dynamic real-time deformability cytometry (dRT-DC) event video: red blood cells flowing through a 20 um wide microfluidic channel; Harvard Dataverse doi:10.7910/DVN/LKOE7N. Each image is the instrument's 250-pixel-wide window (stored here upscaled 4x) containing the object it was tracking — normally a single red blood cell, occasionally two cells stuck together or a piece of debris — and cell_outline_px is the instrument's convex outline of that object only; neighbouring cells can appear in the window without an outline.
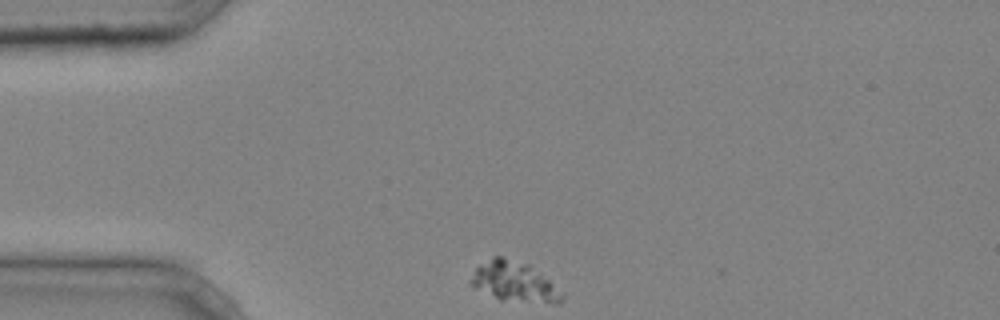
{"species": "common noctule bat (a hibernating species)", "species_latin": "Nyctalus noctula", "temperature_condition": "cold", "stored_images_in_passage": 37, "camera_frame_rate_fps": 3000, "um_per_image_px": 0.085, "animal": {"sex": "male", "body_mass_g": 20.4}, "frame": {"image": 1, "passage_image": 1, "time_ms": 0.0, "image_size_px": [1000, 320], "cell_outline_px": [[564, 300], [560, 304], [556, 304], [500, 300], [468, 284], [468, 280], [476, 268], [492, 256], [500, 256], [532, 264], [564, 296]], "centroid_in_image_um": [43.71, 23.95], "position_along_channel_um": 41.3, "area_um2": 21.44}}
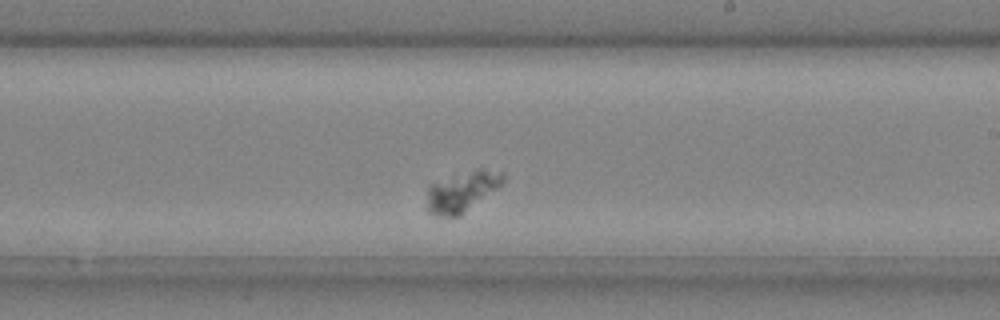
{"frame": {"image": 2, "passage_image": 19, "time_ms": 6.0, "image_size_px": [1000, 320], "cell_outline_px": [[504, 180], [496, 188], [460, 216], [436, 216], [428, 212], [428, 184], [476, 168], [484, 168], [504, 172]], "centroid_in_image_um": [39.26, 16.26], "position_along_channel_um": 249.7, "area_um2": 17.69}}
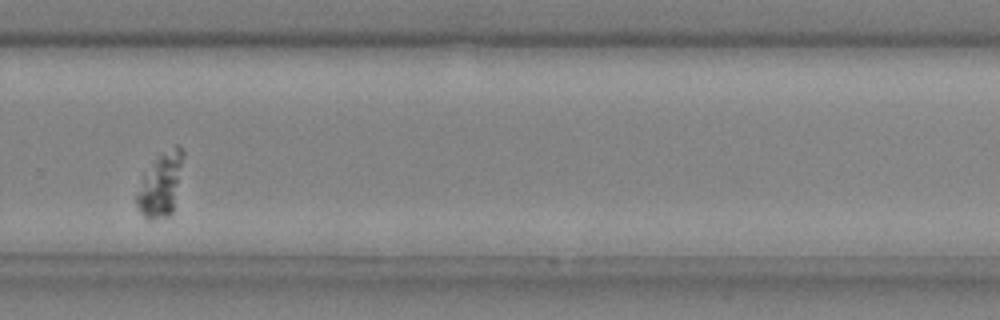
{"frame": {"image": 3, "passage_image": 24, "time_ms": 7.667, "image_size_px": [1000, 320], "cell_outline_px": [[184, 156], [172, 212], [168, 216], [152, 220], [148, 220], [140, 212], [136, 204], [136, 192], [144, 176], [156, 160], [160, 156], [176, 144], [184, 152]], "centroid_in_image_um": [13.65, 15.75], "position_along_channel_um": 316.2, "area_um2": 16.53}}